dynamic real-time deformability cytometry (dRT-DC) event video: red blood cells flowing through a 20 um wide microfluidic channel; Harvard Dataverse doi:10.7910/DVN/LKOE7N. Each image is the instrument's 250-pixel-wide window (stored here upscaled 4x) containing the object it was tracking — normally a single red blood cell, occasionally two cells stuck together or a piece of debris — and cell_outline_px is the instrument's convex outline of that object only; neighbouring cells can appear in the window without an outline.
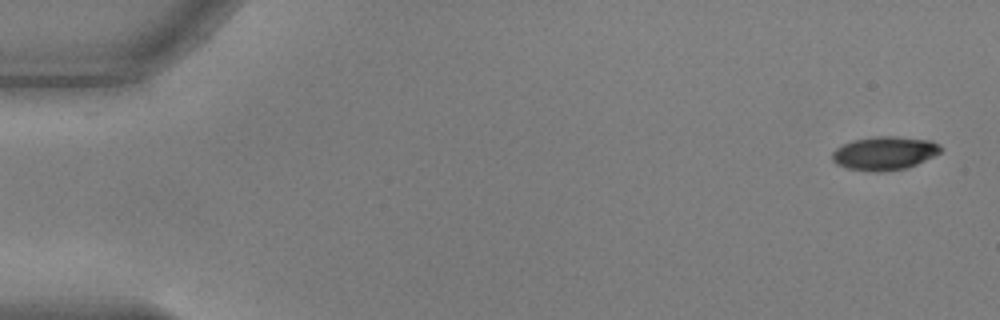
{"species": "common noctule bat (a hibernating species)", "species_latin": "Nyctalus noctula", "temperature_condition": "warm", "stored_images_in_passage": 6, "camera_frame_rate_fps": 3000, "um_per_image_px": 0.085, "animal": {"sex": "male", "body_mass_g": 17.9, "forearm_length_mm": 54.2}, "frame": {"image": 1, "passage_image": 1, "time_ms": 0.0, "image_size_px": [1000, 320], "cell_outline_px": [[940, 152], [916, 164], [904, 168], [880, 172], [872, 172], [848, 168], [836, 164], [832, 160], [832, 152], [836, 148], [852, 140], [876, 136], [896, 136], [932, 140], [940, 144]], "centroid_in_image_um": [75.15, 13.01], "position_along_channel_um": 9.8, "area_um2": 21.1}}